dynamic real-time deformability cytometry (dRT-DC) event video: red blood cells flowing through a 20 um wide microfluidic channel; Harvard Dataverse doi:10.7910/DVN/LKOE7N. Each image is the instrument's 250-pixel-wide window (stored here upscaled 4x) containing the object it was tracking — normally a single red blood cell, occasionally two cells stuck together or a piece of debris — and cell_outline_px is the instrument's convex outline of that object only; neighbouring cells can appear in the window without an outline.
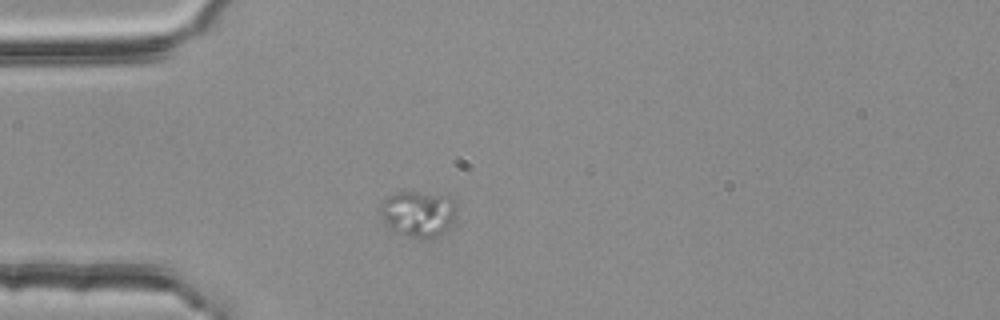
{"species": "common noctule bat (a hibernating species)", "species_latin": "Nyctalus noctula", "temperature_condition": "room temperature", "stored_images_in_passage": 1, "camera_frame_rate_fps": 3000, "um_per_image_px": 0.085, "animal": {"sex": "female", "body_mass_g": 25.1}, "frame": {"image": 1, "passage_image": 1, "time_ms": 0.0, "image_size_px": [1000, 320], "cell_outline_px": [[456, 220], [448, 228], [436, 236], [420, 240], [416, 240], [392, 232], [380, 216], [380, 204], [384, 196], [396, 192], [416, 192], [440, 196], [452, 200], [456, 204]], "centroid_in_image_um": [35.49, 18.21], "position_along_channel_um": 49.5, "area_um2": 20.87}}